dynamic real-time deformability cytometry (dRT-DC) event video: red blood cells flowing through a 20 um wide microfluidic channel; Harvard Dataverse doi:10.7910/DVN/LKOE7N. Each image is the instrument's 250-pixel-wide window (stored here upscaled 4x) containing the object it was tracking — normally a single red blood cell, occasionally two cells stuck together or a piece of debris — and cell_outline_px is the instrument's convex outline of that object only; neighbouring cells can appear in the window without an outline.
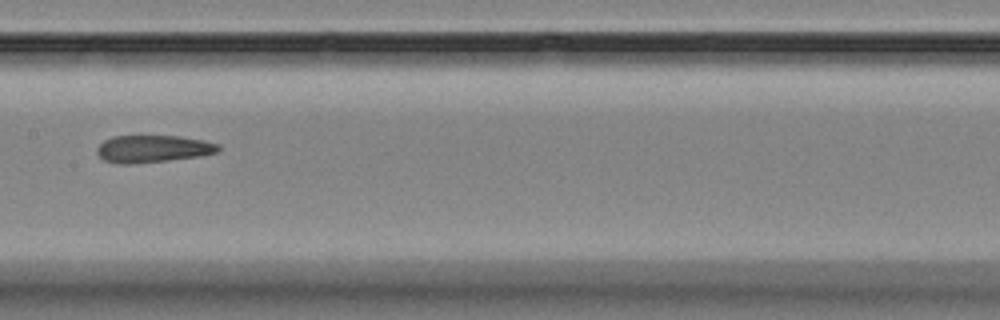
{"species": "Egyptian fruit bat (a non-hibernating species)", "species_latin": "Rousettus aegyptiacus", "temperature_condition": "room temperature", "stored_images_in_passage": 10, "camera_frame_rate_fps": 3000, "um_per_image_px": 0.085, "animal": {"sex": "female"}, "frame": {"image": 1, "passage_image": 9, "time_ms": 9.0, "image_size_px": [1000, 320], "cell_outline_px": [[220, 152], [200, 156], [168, 160], [132, 164], [120, 164], [104, 160], [96, 152], [96, 148], [104, 140], [112, 136], [180, 136], [204, 140], [220, 144]], "centroid_in_image_um": [13.02, 12.64], "position_along_channel_um": 194.4, "area_um2": 19.42}}
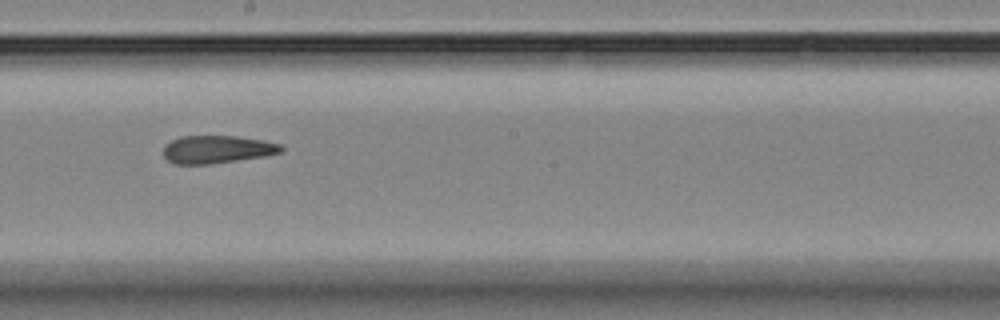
{"frame": {"image": 2, "passage_image": 10, "time_ms": 10.0, "image_size_px": [1000, 320], "cell_outline_px": [[284, 148], [280, 152], [264, 156], [208, 164], [176, 164], [168, 160], [164, 156], [164, 148], [172, 140], [180, 136], [236, 136], [264, 140], [280, 144]], "centroid_in_image_um": [18.46, 12.69], "position_along_channel_um": 229.7, "area_um2": 18.84}}